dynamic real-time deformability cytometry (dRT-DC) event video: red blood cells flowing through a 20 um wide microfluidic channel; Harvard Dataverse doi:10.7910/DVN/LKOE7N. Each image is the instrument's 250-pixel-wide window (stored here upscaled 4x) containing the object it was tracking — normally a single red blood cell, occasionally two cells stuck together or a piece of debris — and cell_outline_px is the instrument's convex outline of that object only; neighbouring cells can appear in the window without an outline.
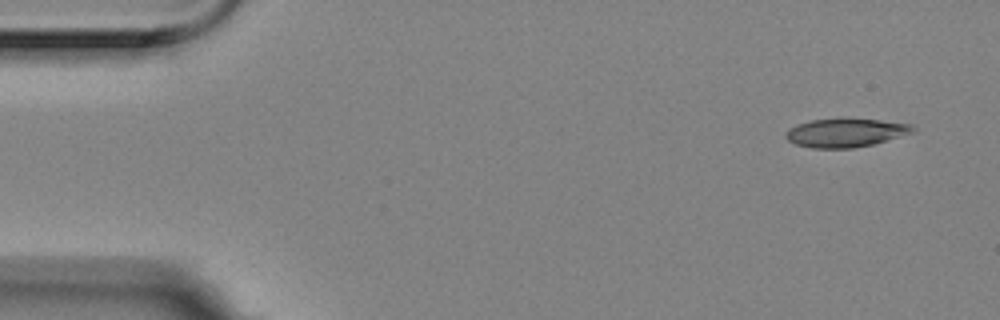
{"species": "Egyptian fruit bat (a non-hibernating species)", "species_latin": "Rousettus aegyptiacus", "temperature_condition": "room temperature", "stored_images_in_passage": 10, "camera_frame_rate_fps": 3000, "um_per_image_px": 0.085, "animal": {"sex": "female"}, "frame": {"image": 1, "passage_image": 1, "time_ms": 0.0, "image_size_px": [1000, 320], "cell_outline_px": [[916, 132], [872, 144], [852, 148], [812, 148], [796, 144], [788, 140], [784, 136], [784, 132], [788, 128], [796, 124], [812, 120], [880, 120], [912, 124], [916, 128]], "centroid_in_image_um": [71.87, 11.3], "position_along_channel_um": 13.1, "area_um2": 20.87}}
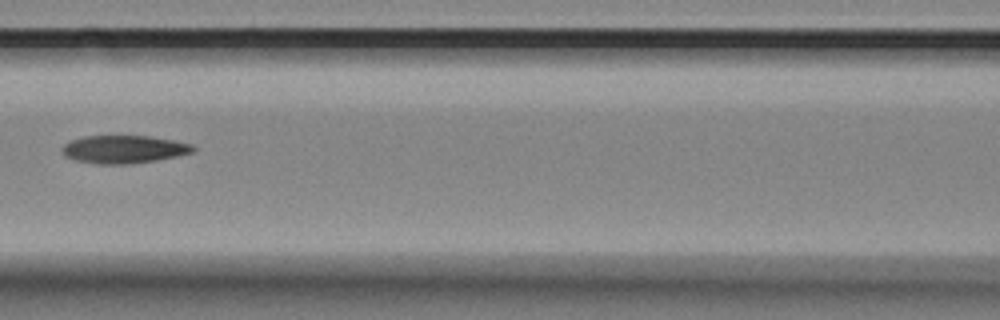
{"frame": {"image": 2, "passage_image": 6, "time_ms": 1.667, "image_size_px": [1000, 320], "cell_outline_px": [[196, 148], [192, 152], [176, 156], [156, 160], [132, 164], [96, 164], [76, 160], [64, 156], [60, 152], [60, 148], [64, 144], [72, 140], [84, 136], [148, 136], [172, 140], [192, 144]], "centroid_in_image_um": [10.48, 12.69], "position_along_channel_um": 156.1, "area_um2": 21.33}}
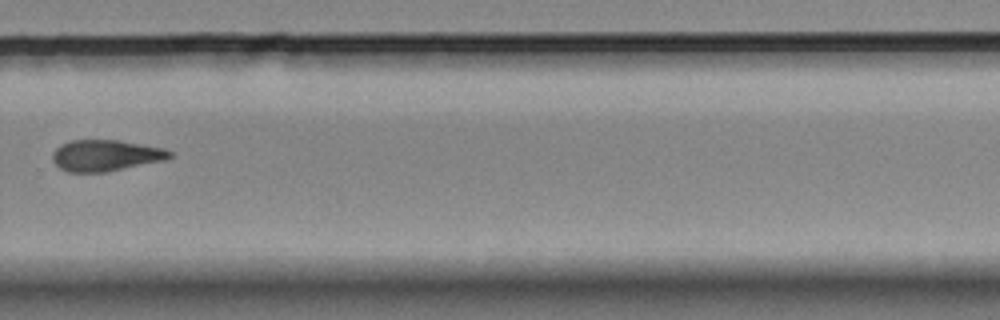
{"frame": {"image": 3, "passage_image": 10, "time_ms": 3.0, "image_size_px": [1000, 320], "cell_outline_px": [[172, 156], [164, 160], [104, 172], [68, 172], [60, 168], [52, 160], [52, 152], [60, 144], [72, 140], [120, 140], [164, 148], [172, 152]], "centroid_in_image_um": [8.95, 13.2], "position_along_channel_um": 320.8, "area_um2": 21.27}}